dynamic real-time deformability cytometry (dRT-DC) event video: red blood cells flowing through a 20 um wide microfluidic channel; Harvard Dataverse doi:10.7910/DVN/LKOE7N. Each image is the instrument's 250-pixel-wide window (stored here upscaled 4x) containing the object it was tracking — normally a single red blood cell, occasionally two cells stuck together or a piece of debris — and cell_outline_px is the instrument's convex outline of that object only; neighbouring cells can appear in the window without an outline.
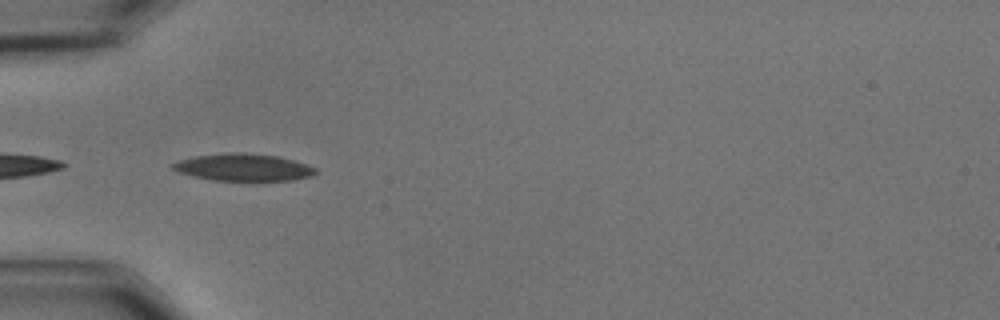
{"species": "common noctule bat (a hibernating species)", "species_latin": "Nyctalus noctula", "temperature_condition": "cold", "stored_images_in_passage": 9, "camera_frame_rate_fps": 3000, "um_per_image_px": 0.085, "animal": {"sex": "male", "body_mass_g": 15.6}, "frame": {"image": 1, "passage_image": 1, "time_ms": 0.0, "image_size_px": [1000, 320], "cell_outline_px": [[316, 172], [312, 176], [292, 180], [212, 180], [180, 172], [172, 168], [168, 164], [180, 160], [196, 156], [228, 152], [244, 152], [276, 156], [292, 160], [316, 168]], "centroid_in_image_um": [20.67, 14.21], "position_along_channel_um": 64.3, "area_um2": 22.31}}